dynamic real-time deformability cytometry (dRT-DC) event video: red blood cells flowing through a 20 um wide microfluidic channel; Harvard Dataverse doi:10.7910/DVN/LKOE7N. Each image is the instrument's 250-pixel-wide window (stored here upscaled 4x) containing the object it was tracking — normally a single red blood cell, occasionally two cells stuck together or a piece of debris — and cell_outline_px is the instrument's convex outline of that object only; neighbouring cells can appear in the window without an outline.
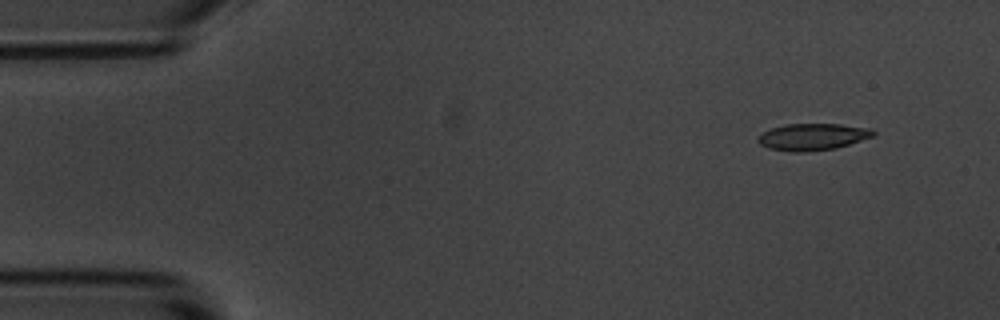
{"species": "common noctule bat (a hibernating species)", "species_latin": "Nyctalus noctula", "temperature_condition": "room temperature", "stored_images_in_passage": 51, "camera_frame_rate_fps": 3000, "um_per_image_px": 0.085, "animal": {"sex": "male", "body_mass_g": 20.1, "forearm_length_mm": 53.5}, "frame": {"image": 1, "passage_image": 1, "time_ms": 0.0, "image_size_px": [1000, 320], "cell_outline_px": [[876, 136], [836, 148], [804, 152], [792, 152], [768, 148], [760, 144], [756, 140], [764, 132], [772, 128], [784, 124], [840, 124], [872, 128], [876, 132]], "centroid_in_image_um": [69.12, 11.63], "position_along_channel_um": 15.9, "area_um2": 18.09}}
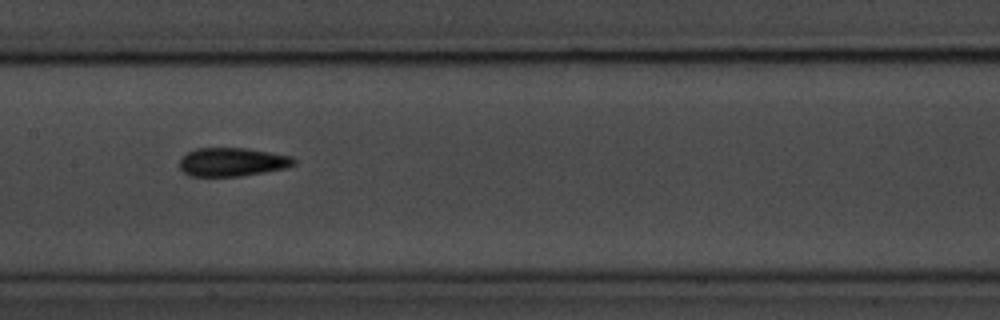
{"frame": {"image": 2, "passage_image": 23, "time_ms": 7.333, "image_size_px": [1000, 320], "cell_outline_px": [[296, 164], [288, 168], [240, 176], [188, 176], [180, 168], [180, 156], [196, 148], [248, 148], [292, 156], [296, 160]], "centroid_in_image_um": [19.75, 13.76], "position_along_channel_um": 187.6, "area_um2": 19.25}}
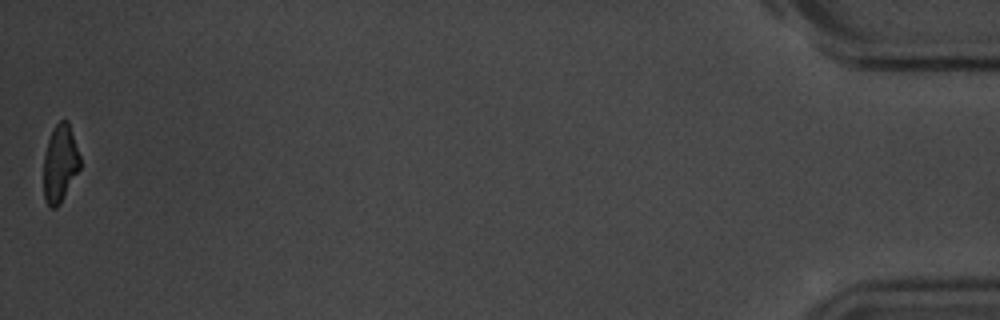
{"frame": {"image": 3, "passage_image": 51, "time_ms": 16.667, "image_size_px": [1000, 320], "cell_outline_px": [[80, 168], [60, 204], [56, 208], [52, 208], [48, 204], [44, 196], [44, 156], [48, 140], [56, 124], [60, 120], [68, 120], [80, 156]], "centroid_in_image_um": [5.11, 13.89], "position_along_channel_um": 430.1, "area_um2": 16.24}, "authors_computed_cell_mechanics": {"area_um2": 18.207, "velocity_mm_per_s": 3.6404, "shape_relaxation_time_tau1_ms": 2.9958, "shape_relaxation_time_tau2_ms": 2.4554, "deformation_change_tau1": 0.1398, "deformation_change_tau2": 0.0874}}